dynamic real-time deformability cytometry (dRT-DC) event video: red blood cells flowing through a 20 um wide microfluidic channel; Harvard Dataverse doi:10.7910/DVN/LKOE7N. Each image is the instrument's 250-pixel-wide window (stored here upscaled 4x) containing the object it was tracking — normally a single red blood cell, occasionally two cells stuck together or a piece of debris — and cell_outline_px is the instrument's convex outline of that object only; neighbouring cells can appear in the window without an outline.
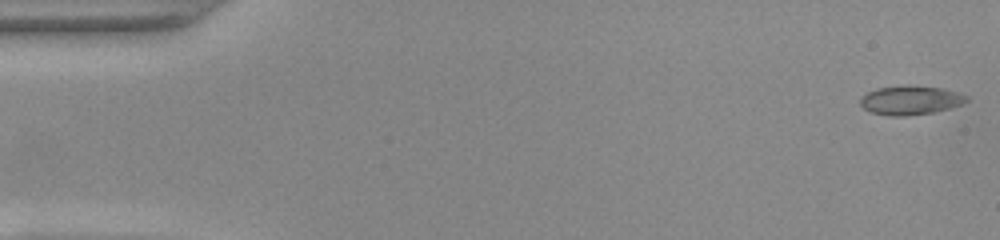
{"species": "common noctule bat (a hibernating species)", "species_latin": "Nyctalus noctula", "temperature_condition": "warm", "stored_images_in_passage": 51, "camera_frame_rate_fps": 3000, "um_per_image_px": 0.085, "animal": {"sex": "female", "body_mass_g": 22.0, "forearm_length_mm": 56.7}, "frame": {"image": 1, "passage_image": 1, "time_ms": 0.0, "image_size_px": [1000, 240], "cell_outline_px": [[968, 100], [960, 104], [948, 108], [932, 112], [904, 116], [888, 116], [872, 112], [864, 108], [860, 104], [860, 96], [876, 88], [904, 84], [908, 84], [940, 88], [956, 92], [968, 96]], "centroid_in_image_um": [77.33, 8.5], "position_along_channel_um": 7.7, "area_um2": 17.98}}
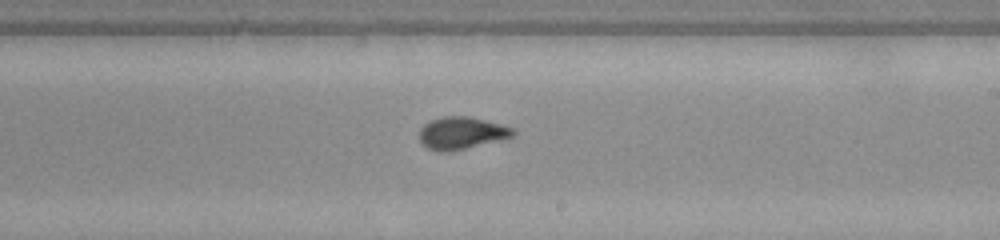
{"frame": {"image": 2, "passage_image": 30, "time_ms": 9.667, "image_size_px": [1000, 240], "cell_outline_px": [[516, 132], [512, 136], [448, 152], [436, 152], [420, 144], [420, 128], [424, 124], [432, 120], [444, 116], [468, 116], [516, 128]], "centroid_in_image_um": [39.19, 11.3], "position_along_channel_um": 249.8, "area_um2": 17.4}}
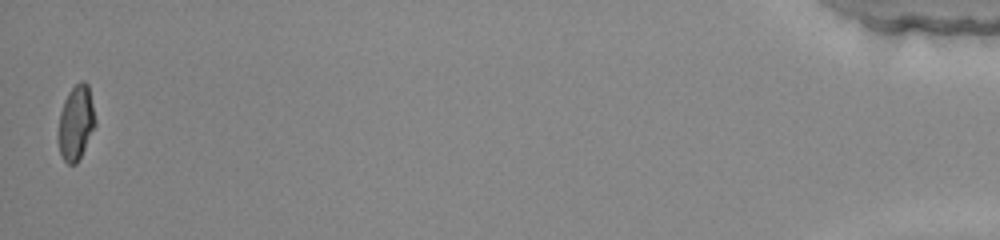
{"frame": {"image": 3, "passage_image": 51, "time_ms": 16.667, "image_size_px": [1000, 240], "cell_outline_px": [[96, 124], [76, 164], [68, 164], [64, 160], [60, 152], [60, 112], [64, 100], [68, 92], [80, 80], [84, 80], [88, 84], [96, 120]], "centroid_in_image_um": [6.48, 10.38], "position_along_channel_um": 428.7, "area_um2": 15.61}, "authors_computed_cell_mechanics": {"area_um2": 17.2822, "velocity_mm_per_s": 3.9578, "shape_relaxation_time_tau1_ms": 4.1106, "shape_relaxation_time_tau2_ms": 0.8375, "deformation_change_tau1": 0.1914, "deformation_change_tau2": 0.0597}}